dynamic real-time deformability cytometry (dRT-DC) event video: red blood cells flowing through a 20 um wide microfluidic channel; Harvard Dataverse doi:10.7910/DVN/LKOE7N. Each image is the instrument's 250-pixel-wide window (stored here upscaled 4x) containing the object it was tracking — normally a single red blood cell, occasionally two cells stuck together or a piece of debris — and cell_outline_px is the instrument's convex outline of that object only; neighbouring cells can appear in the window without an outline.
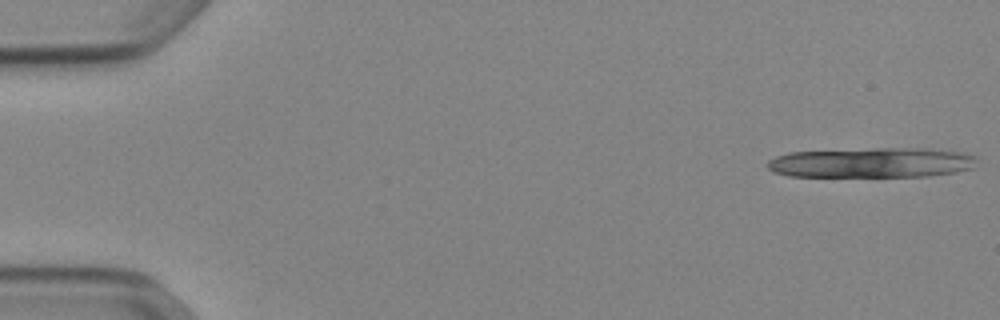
{"species": "Egyptian fruit bat (a non-hibernating species)", "species_latin": "Rousettus aegyptiacus", "temperature_condition": "cold", "stored_images_in_passage": 11, "camera_frame_rate_fps": 3000, "um_per_image_px": 0.085, "animal": {"sex": "female"}, "frame": {"image": 1, "passage_image": 1, "time_ms": 0.0, "image_size_px": [1000, 320], "cell_outline_px": [[976, 160], [972, 168], [956, 172], [928, 176], [788, 176], [772, 172], [768, 168], [768, 160], [776, 156], [788, 152], [876, 148], [920, 148], [960, 152], [976, 156]], "centroid_in_image_um": [74.06, 13.82], "position_along_channel_um": 10.9, "area_um2": 36.59}}